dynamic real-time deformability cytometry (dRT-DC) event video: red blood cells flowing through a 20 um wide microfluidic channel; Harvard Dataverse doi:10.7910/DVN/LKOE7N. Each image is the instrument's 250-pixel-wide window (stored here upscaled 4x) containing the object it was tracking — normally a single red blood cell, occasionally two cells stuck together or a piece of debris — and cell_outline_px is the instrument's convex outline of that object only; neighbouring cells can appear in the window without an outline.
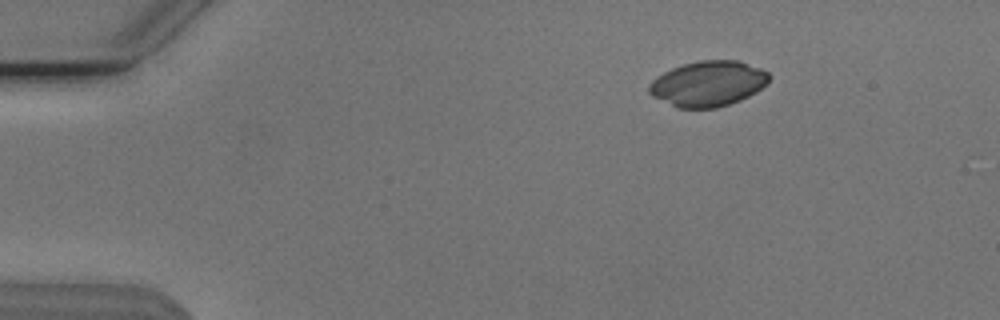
{"species": "Egyptian fruit bat (a non-hibernating species)", "species_latin": "Rousettus aegyptiacus", "temperature_condition": "cold", "stored_images_in_passage": 47, "camera_frame_rate_fps": 3000, "um_per_image_px": 0.085, "animal": {"sex": "male"}, "frame": {"image": 1, "passage_image": 1, "time_ms": 0.0, "image_size_px": [1000, 320], "cell_outline_px": [[772, 76], [756, 92], [740, 100], [716, 108], [676, 108], [652, 96], [648, 92], [648, 84], [656, 76], [672, 68], [684, 64], [700, 60], [736, 60], [760, 68], [768, 72]], "centroid_in_image_um": [60.15, 7.11], "position_along_channel_um": 24.9, "area_um2": 31.73}}
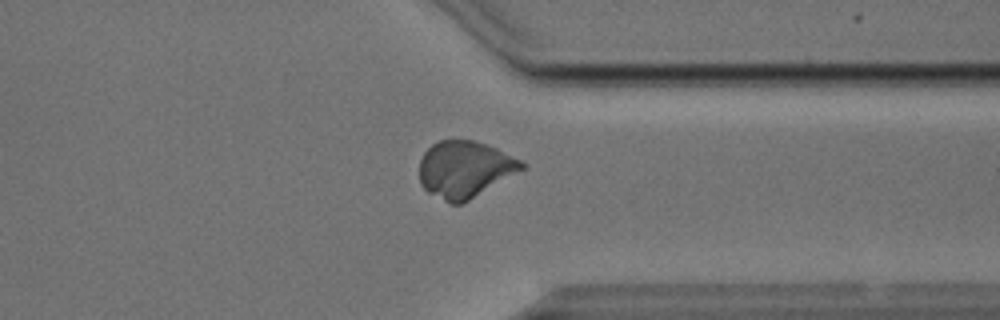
{"frame": {"image": 2, "passage_image": 35, "time_ms": 11.333, "image_size_px": [1000, 320], "cell_outline_px": [[524, 168], [468, 200], [460, 204], [448, 204], [428, 192], [420, 184], [420, 160], [424, 152], [432, 144], [440, 140], [472, 140], [496, 148], [520, 160], [524, 164]], "centroid_in_image_um": [39.45, 14.39], "position_along_channel_um": 372.0, "area_um2": 33.29}}
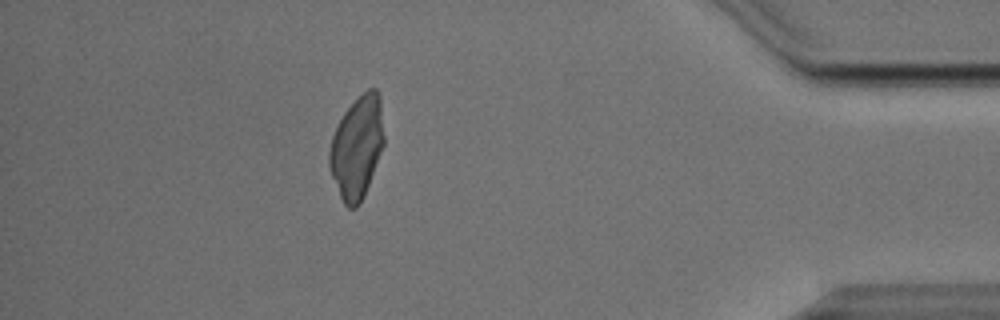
{"frame": {"image": 3, "passage_image": 41, "time_ms": 13.333, "image_size_px": [1000, 320], "cell_outline_px": [[384, 144], [360, 204], [356, 208], [348, 208], [344, 204], [340, 196], [332, 176], [328, 164], [328, 152], [332, 136], [344, 112], [368, 88], [376, 88], [380, 92], [384, 136]], "centroid_in_image_um": [30.34, 12.51], "position_along_channel_um": 404.9, "area_um2": 32.31}}